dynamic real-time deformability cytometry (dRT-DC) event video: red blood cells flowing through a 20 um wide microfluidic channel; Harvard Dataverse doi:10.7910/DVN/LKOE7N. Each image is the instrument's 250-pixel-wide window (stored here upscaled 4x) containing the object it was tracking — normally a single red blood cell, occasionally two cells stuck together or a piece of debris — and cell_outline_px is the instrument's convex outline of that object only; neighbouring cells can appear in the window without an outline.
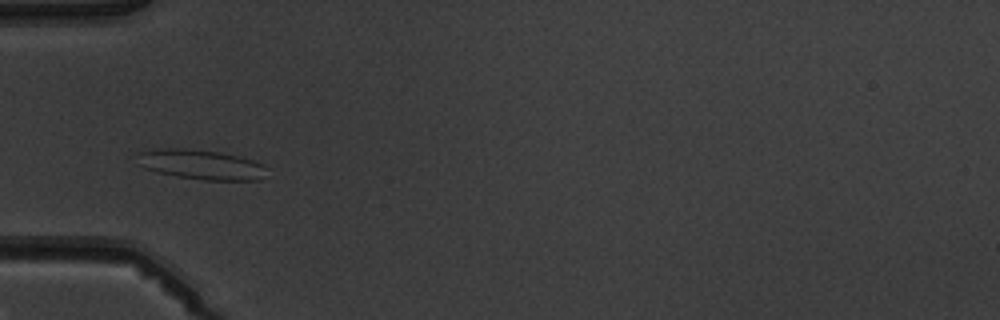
{"species": "common noctule bat (a hibernating species)", "species_latin": "Nyctalus noctula", "temperature_condition": "warm", "stored_images_in_passage": 8, "camera_frame_rate_fps": 3000, "um_per_image_px": 0.085, "animal": {"sex": "male", "body_mass_g": 19.5, "forearm_length_mm": 54.6}, "frame": {"image": 1, "passage_image": 5, "time_ms": 4.667, "image_size_px": [1000, 320], "cell_outline_px": [[268, 168], [260, 180], [204, 180], [176, 176], [156, 172], [144, 168], [140, 164], [136, 152], [156, 148], [188, 148], [220, 152], [240, 156], [264, 164]], "centroid_in_image_um": [17.08, 13.97], "position_along_channel_um": 67.9, "area_um2": 22.77}}
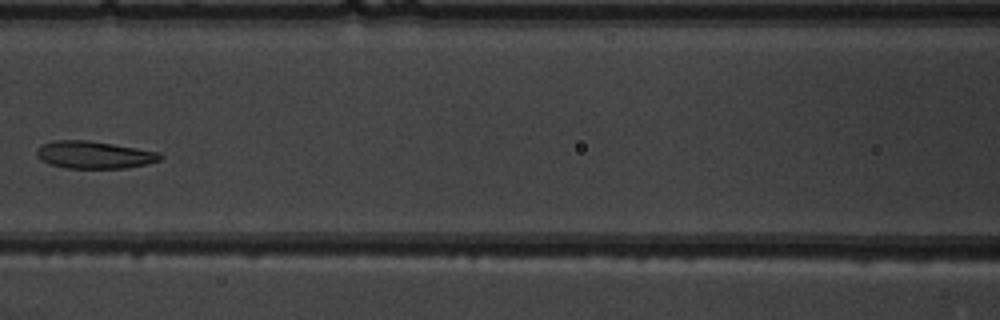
{"frame": {"image": 2, "passage_image": 7, "time_ms": 7.0, "image_size_px": [1000, 320], "cell_outline_px": [[164, 156], [160, 160], [148, 164], [124, 168], [68, 168], [52, 164], [40, 160], [36, 156], [36, 152], [44, 144], [56, 140], [84, 140], [112, 144], [160, 152]], "centroid_in_image_um": [8.05, 13.17], "position_along_channel_um": 158.6, "area_um2": 19.48}}
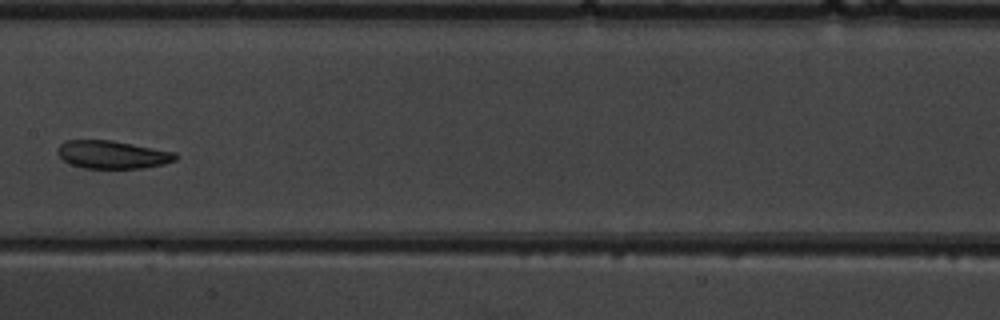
{"frame": {"image": 3, "passage_image": 8, "time_ms": 8.0, "image_size_px": [1000, 320], "cell_outline_px": [[180, 156], [176, 160], [164, 164], [144, 168], [84, 168], [72, 164], [64, 160], [56, 152], [60, 144], [64, 140], [112, 140], [176, 152]], "centroid_in_image_um": [9.59, 13.14], "position_along_channel_um": 197.8, "area_um2": 19.31}}